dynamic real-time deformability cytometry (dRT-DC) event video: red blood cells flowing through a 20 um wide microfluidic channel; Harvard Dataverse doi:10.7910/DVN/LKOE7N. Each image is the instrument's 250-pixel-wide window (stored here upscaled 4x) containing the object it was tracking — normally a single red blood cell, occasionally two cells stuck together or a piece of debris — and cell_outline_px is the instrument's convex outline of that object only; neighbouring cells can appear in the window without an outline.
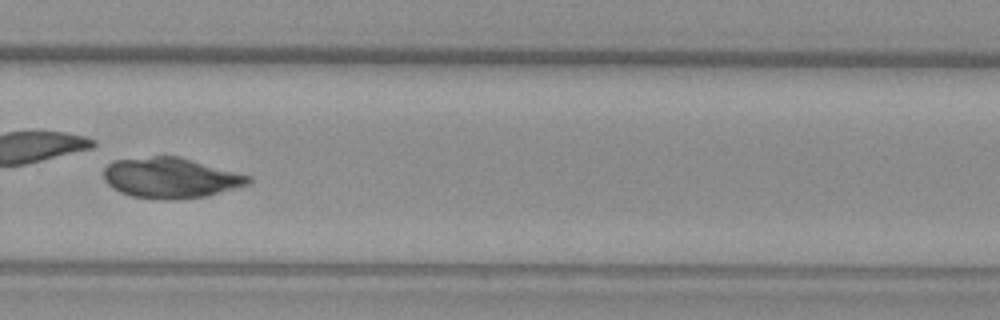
{"species": "common noctule bat (a hibernating species)", "species_latin": "Nyctalus noctula", "temperature_condition": "warm", "stored_images_in_passage": 34, "camera_frame_rate_fps": 3000, "um_per_image_px": 0.085, "animal": {"sex": "female", "body_mass_g": 29.2, "forearm_length_mm": 56.3}, "frame": {"image": 1, "passage_image": 20, "time_ms": 6.333, "image_size_px": [1000, 320], "cell_outline_px": [[252, 180], [248, 184], [208, 196], [176, 200], [132, 196], [120, 192], [112, 188], [104, 180], [104, 168], [112, 160], [152, 156], [180, 156], [252, 176]], "centroid_in_image_um": [14.51, 15.11], "position_along_channel_um": 315.3, "area_um2": 34.28}}